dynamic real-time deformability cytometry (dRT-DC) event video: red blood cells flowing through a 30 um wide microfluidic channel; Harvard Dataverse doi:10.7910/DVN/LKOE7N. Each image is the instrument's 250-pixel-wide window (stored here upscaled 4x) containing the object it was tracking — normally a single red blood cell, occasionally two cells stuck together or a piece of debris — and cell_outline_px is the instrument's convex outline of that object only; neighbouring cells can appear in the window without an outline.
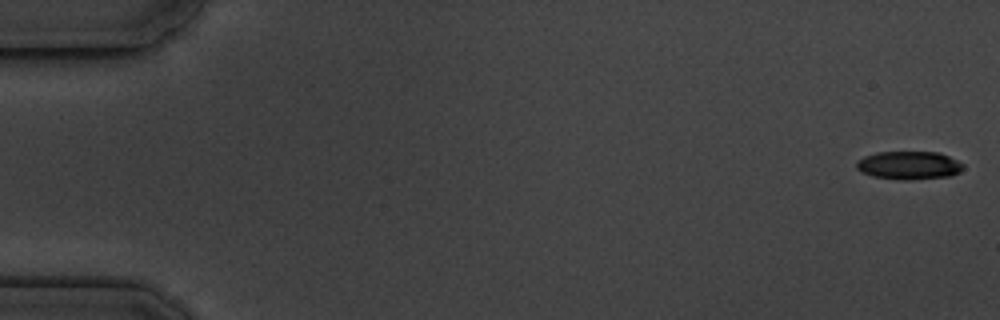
{"species": "common noctule bat (a hibernating species)", "species_latin": "Nyctalus noctula", "temperature_condition": "cold", "stored_images_in_passage": 6, "camera_frame_rate_fps": 3000, "um_per_image_px": 0.085, "animal": {"sex": "male", "body_mass_g": 19.5, "forearm_length_mm": 54.6}, "frame": {"image": 1, "passage_image": 1, "time_ms": 0.0, "image_size_px": [1000, 320], "cell_outline_px": [[964, 168], [960, 172], [952, 176], [908, 180], [900, 180], [872, 176], [860, 172], [856, 168], [856, 164], [864, 156], [876, 152], [940, 152], [964, 164]], "centroid_in_image_um": [77.27, 14.06], "position_along_channel_um": 7.7, "area_um2": 17.69}}
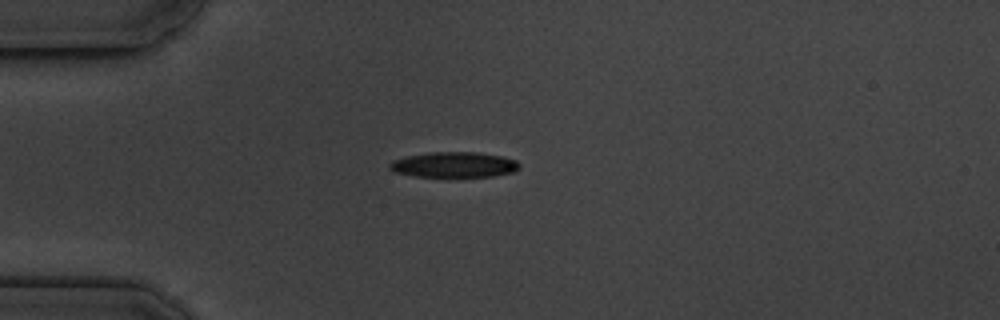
{"frame": {"image": 2, "passage_image": 5, "time_ms": 4.667, "image_size_px": [1000, 320], "cell_outline_px": [[520, 168], [512, 172], [492, 176], [412, 176], [392, 172], [388, 168], [388, 164], [392, 160], [408, 156], [432, 152], [476, 152], [500, 156], [516, 160], [520, 164]], "centroid_in_image_um": [38.55, 14.0], "position_along_channel_um": 46.5, "area_um2": 19.13}}